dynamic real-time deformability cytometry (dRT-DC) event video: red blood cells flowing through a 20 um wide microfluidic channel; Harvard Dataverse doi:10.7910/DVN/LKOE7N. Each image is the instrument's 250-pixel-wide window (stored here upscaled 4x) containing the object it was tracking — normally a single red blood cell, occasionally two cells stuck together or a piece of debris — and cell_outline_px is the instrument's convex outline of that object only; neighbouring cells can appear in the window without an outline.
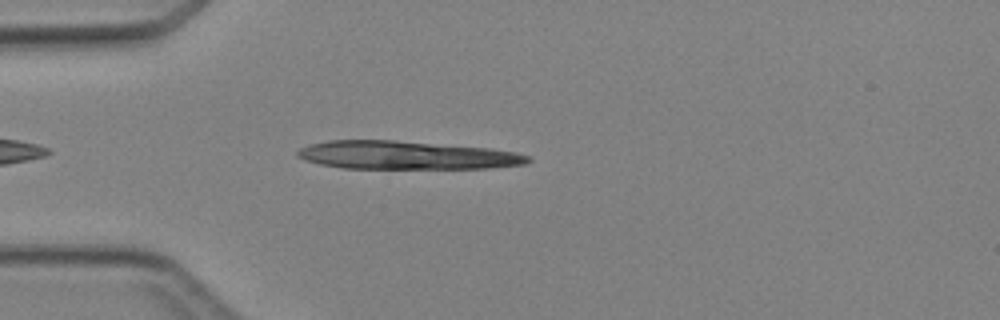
{"species": "Egyptian fruit bat (a non-hibernating species)", "species_latin": "Rousettus aegyptiacus", "temperature_condition": "cold", "stored_images_in_passage": 3, "camera_frame_rate_fps": 3000, "um_per_image_px": 0.085, "animal": {"sex": "female"}, "frame": {"image": 1, "passage_image": 3, "time_ms": 2.333, "image_size_px": [1000, 320], "cell_outline_px": [[532, 160], [528, 164], [488, 168], [344, 168], [320, 164], [304, 160], [296, 156], [296, 152], [300, 148], [312, 144], [328, 140], [396, 140], [492, 148], [516, 152], [532, 156]], "centroid_in_image_um": [34.61, 13.19], "position_along_channel_um": 50.4, "area_um2": 38.21}}